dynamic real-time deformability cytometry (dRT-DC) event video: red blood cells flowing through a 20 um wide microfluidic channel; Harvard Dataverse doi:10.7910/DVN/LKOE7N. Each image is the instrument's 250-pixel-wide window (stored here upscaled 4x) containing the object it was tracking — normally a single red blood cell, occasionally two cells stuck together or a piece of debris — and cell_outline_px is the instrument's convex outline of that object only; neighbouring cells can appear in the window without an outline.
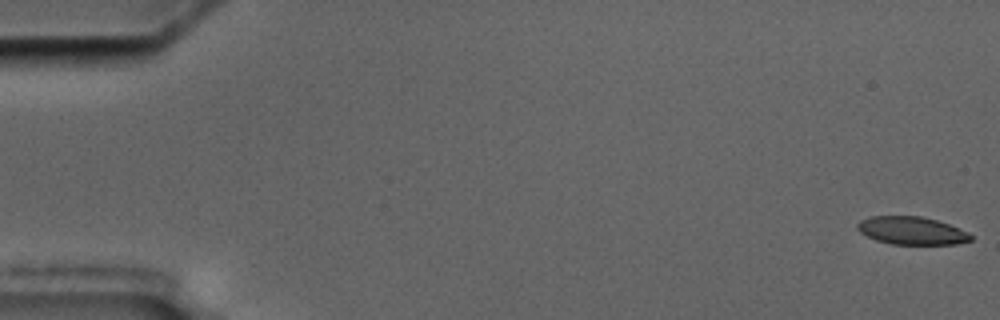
{"species": "common noctule bat (a hibernating species)", "species_latin": "Nyctalus noctula", "temperature_condition": "cold", "stored_images_in_passage": 11, "camera_frame_rate_fps": 3000, "um_per_image_px": 0.085, "animal": {"sex": "male", "body_mass_g": 17.5, "forearm_length_mm": 52.3}, "frame": {"image": 1, "passage_image": 1, "time_ms": 0.0, "image_size_px": [1000, 320], "cell_outline_px": [[972, 240], [956, 244], [892, 244], [876, 240], [860, 232], [856, 228], [856, 224], [860, 220], [868, 216], [920, 216], [936, 220], [960, 228], [968, 232], [972, 236]], "centroid_in_image_um": [77.48, 19.6], "position_along_channel_um": 7.5, "area_um2": 18.44}}
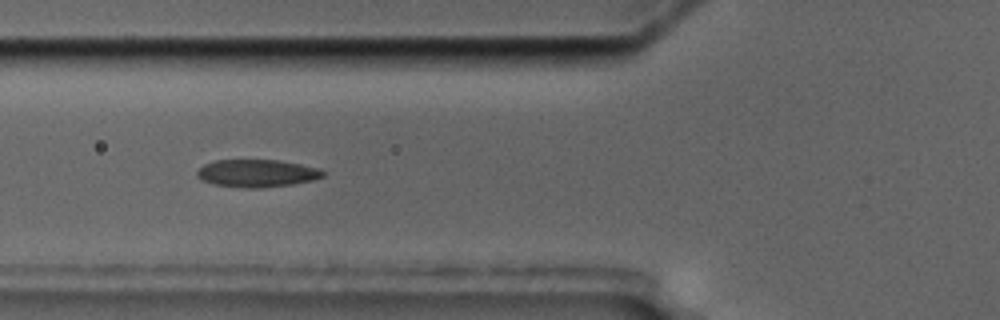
{"frame": {"image": 2, "passage_image": 6, "time_ms": 7.0, "image_size_px": [1000, 320], "cell_outline_px": [[324, 176], [312, 180], [292, 184], [260, 188], [248, 188], [216, 184], [200, 180], [196, 176], [196, 172], [204, 164], [216, 160], [280, 160], [320, 168], [324, 172]], "centroid_in_image_um": [21.84, 14.72], "position_along_channel_um": 104.0, "area_um2": 20.17}}
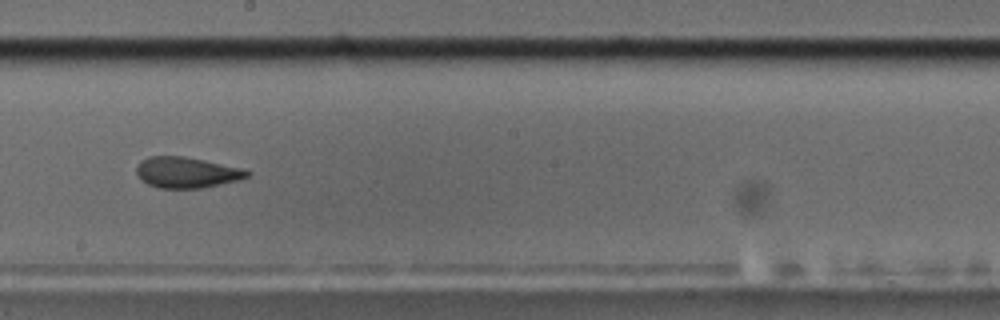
{"frame": {"image": 3, "passage_image": 9, "time_ms": 10.667, "image_size_px": [1000, 320], "cell_outline_px": [[252, 172], [248, 176], [240, 180], [200, 188], [160, 188], [148, 184], [136, 172], [136, 164], [140, 160], [148, 156], [184, 156], [244, 168]], "centroid_in_image_um": [15.88, 14.64], "position_along_channel_um": 232.3, "area_um2": 19.94}}